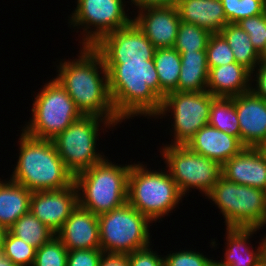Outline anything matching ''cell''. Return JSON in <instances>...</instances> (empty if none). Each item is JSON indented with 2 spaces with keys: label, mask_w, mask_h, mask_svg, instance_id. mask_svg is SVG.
I'll return each instance as SVG.
<instances>
[{
  "label": "cell",
  "mask_w": 266,
  "mask_h": 266,
  "mask_svg": "<svg viewBox=\"0 0 266 266\" xmlns=\"http://www.w3.org/2000/svg\"><path fill=\"white\" fill-rule=\"evenodd\" d=\"M75 59L63 58L54 65V77L83 116L109 120L117 129L123 121L116 115L111 99L108 73L101 54L93 46H79Z\"/></svg>",
  "instance_id": "obj_1"
},
{
  "label": "cell",
  "mask_w": 266,
  "mask_h": 266,
  "mask_svg": "<svg viewBox=\"0 0 266 266\" xmlns=\"http://www.w3.org/2000/svg\"><path fill=\"white\" fill-rule=\"evenodd\" d=\"M104 64L116 115L123 122L139 116L154 118L162 105L154 60Z\"/></svg>",
  "instance_id": "obj_2"
},
{
  "label": "cell",
  "mask_w": 266,
  "mask_h": 266,
  "mask_svg": "<svg viewBox=\"0 0 266 266\" xmlns=\"http://www.w3.org/2000/svg\"><path fill=\"white\" fill-rule=\"evenodd\" d=\"M20 133L19 155L10 180L32 192L59 190L74 182L52 140L34 138L23 130Z\"/></svg>",
  "instance_id": "obj_3"
},
{
  "label": "cell",
  "mask_w": 266,
  "mask_h": 266,
  "mask_svg": "<svg viewBox=\"0 0 266 266\" xmlns=\"http://www.w3.org/2000/svg\"><path fill=\"white\" fill-rule=\"evenodd\" d=\"M183 198L166 168L151 170L143 161L131 163L127 202L153 223L163 221L174 209V212L179 209Z\"/></svg>",
  "instance_id": "obj_4"
},
{
  "label": "cell",
  "mask_w": 266,
  "mask_h": 266,
  "mask_svg": "<svg viewBox=\"0 0 266 266\" xmlns=\"http://www.w3.org/2000/svg\"><path fill=\"white\" fill-rule=\"evenodd\" d=\"M131 164H118L108 157L74 176L79 206L100 215L128 200V176Z\"/></svg>",
  "instance_id": "obj_5"
},
{
  "label": "cell",
  "mask_w": 266,
  "mask_h": 266,
  "mask_svg": "<svg viewBox=\"0 0 266 266\" xmlns=\"http://www.w3.org/2000/svg\"><path fill=\"white\" fill-rule=\"evenodd\" d=\"M43 84L34 97L31 118L21 130L34 138L53 140L83 115L55 78Z\"/></svg>",
  "instance_id": "obj_6"
},
{
  "label": "cell",
  "mask_w": 266,
  "mask_h": 266,
  "mask_svg": "<svg viewBox=\"0 0 266 266\" xmlns=\"http://www.w3.org/2000/svg\"><path fill=\"white\" fill-rule=\"evenodd\" d=\"M229 228H266V191L220 177L205 197ZM264 227V228H263Z\"/></svg>",
  "instance_id": "obj_7"
},
{
  "label": "cell",
  "mask_w": 266,
  "mask_h": 266,
  "mask_svg": "<svg viewBox=\"0 0 266 266\" xmlns=\"http://www.w3.org/2000/svg\"><path fill=\"white\" fill-rule=\"evenodd\" d=\"M98 222L104 254L127 255L152 244L153 222L128 202L98 215Z\"/></svg>",
  "instance_id": "obj_8"
},
{
  "label": "cell",
  "mask_w": 266,
  "mask_h": 266,
  "mask_svg": "<svg viewBox=\"0 0 266 266\" xmlns=\"http://www.w3.org/2000/svg\"><path fill=\"white\" fill-rule=\"evenodd\" d=\"M114 127L107 119L97 116H82L52 141L65 167L75 176L107 157L98 150L97 141H99L101 132L105 135L107 130L111 131Z\"/></svg>",
  "instance_id": "obj_9"
},
{
  "label": "cell",
  "mask_w": 266,
  "mask_h": 266,
  "mask_svg": "<svg viewBox=\"0 0 266 266\" xmlns=\"http://www.w3.org/2000/svg\"><path fill=\"white\" fill-rule=\"evenodd\" d=\"M75 4L67 23L76 33L80 29V46H94L104 35L133 21L128 0H75Z\"/></svg>",
  "instance_id": "obj_10"
},
{
  "label": "cell",
  "mask_w": 266,
  "mask_h": 266,
  "mask_svg": "<svg viewBox=\"0 0 266 266\" xmlns=\"http://www.w3.org/2000/svg\"><path fill=\"white\" fill-rule=\"evenodd\" d=\"M214 98L208 91H173L165 95L160 111L153 119H163V117L165 119L171 116L169 120H171L172 130L169 129V136L173 139L171 138L168 145L186 146L200 128L208 125Z\"/></svg>",
  "instance_id": "obj_11"
},
{
  "label": "cell",
  "mask_w": 266,
  "mask_h": 266,
  "mask_svg": "<svg viewBox=\"0 0 266 266\" xmlns=\"http://www.w3.org/2000/svg\"><path fill=\"white\" fill-rule=\"evenodd\" d=\"M167 143H162L159 148L160 157L182 195L186 198L192 189H197L206 197L222 176V166L215 160L194 153L187 146Z\"/></svg>",
  "instance_id": "obj_12"
},
{
  "label": "cell",
  "mask_w": 266,
  "mask_h": 266,
  "mask_svg": "<svg viewBox=\"0 0 266 266\" xmlns=\"http://www.w3.org/2000/svg\"><path fill=\"white\" fill-rule=\"evenodd\" d=\"M93 47L104 62L152 60L157 49L134 21L104 35Z\"/></svg>",
  "instance_id": "obj_13"
},
{
  "label": "cell",
  "mask_w": 266,
  "mask_h": 266,
  "mask_svg": "<svg viewBox=\"0 0 266 266\" xmlns=\"http://www.w3.org/2000/svg\"><path fill=\"white\" fill-rule=\"evenodd\" d=\"M78 205V190L73 182L59 190L32 192L29 211L57 234Z\"/></svg>",
  "instance_id": "obj_14"
},
{
  "label": "cell",
  "mask_w": 266,
  "mask_h": 266,
  "mask_svg": "<svg viewBox=\"0 0 266 266\" xmlns=\"http://www.w3.org/2000/svg\"><path fill=\"white\" fill-rule=\"evenodd\" d=\"M133 21L156 48H173L180 15L176 4L136 10Z\"/></svg>",
  "instance_id": "obj_15"
},
{
  "label": "cell",
  "mask_w": 266,
  "mask_h": 266,
  "mask_svg": "<svg viewBox=\"0 0 266 266\" xmlns=\"http://www.w3.org/2000/svg\"><path fill=\"white\" fill-rule=\"evenodd\" d=\"M245 147L259 148L266 141V100L252 90L233 97Z\"/></svg>",
  "instance_id": "obj_16"
},
{
  "label": "cell",
  "mask_w": 266,
  "mask_h": 266,
  "mask_svg": "<svg viewBox=\"0 0 266 266\" xmlns=\"http://www.w3.org/2000/svg\"><path fill=\"white\" fill-rule=\"evenodd\" d=\"M225 229L224 258L215 259V266H258L259 260L266 252V233L261 234V240L255 249L250 239L261 230L260 228Z\"/></svg>",
  "instance_id": "obj_17"
},
{
  "label": "cell",
  "mask_w": 266,
  "mask_h": 266,
  "mask_svg": "<svg viewBox=\"0 0 266 266\" xmlns=\"http://www.w3.org/2000/svg\"><path fill=\"white\" fill-rule=\"evenodd\" d=\"M226 180L266 191V158L259 148L245 147L222 165Z\"/></svg>",
  "instance_id": "obj_18"
},
{
  "label": "cell",
  "mask_w": 266,
  "mask_h": 266,
  "mask_svg": "<svg viewBox=\"0 0 266 266\" xmlns=\"http://www.w3.org/2000/svg\"><path fill=\"white\" fill-rule=\"evenodd\" d=\"M56 237L68 250L101 248L98 215L78 205Z\"/></svg>",
  "instance_id": "obj_19"
},
{
  "label": "cell",
  "mask_w": 266,
  "mask_h": 266,
  "mask_svg": "<svg viewBox=\"0 0 266 266\" xmlns=\"http://www.w3.org/2000/svg\"><path fill=\"white\" fill-rule=\"evenodd\" d=\"M186 146L194 153L217 161L221 166L245 148L238 137L209 124L200 128Z\"/></svg>",
  "instance_id": "obj_20"
},
{
  "label": "cell",
  "mask_w": 266,
  "mask_h": 266,
  "mask_svg": "<svg viewBox=\"0 0 266 266\" xmlns=\"http://www.w3.org/2000/svg\"><path fill=\"white\" fill-rule=\"evenodd\" d=\"M251 90V72L237 62L209 69L207 91L214 97H234Z\"/></svg>",
  "instance_id": "obj_21"
},
{
  "label": "cell",
  "mask_w": 266,
  "mask_h": 266,
  "mask_svg": "<svg viewBox=\"0 0 266 266\" xmlns=\"http://www.w3.org/2000/svg\"><path fill=\"white\" fill-rule=\"evenodd\" d=\"M181 22L219 33L228 24L221 0H177Z\"/></svg>",
  "instance_id": "obj_22"
},
{
  "label": "cell",
  "mask_w": 266,
  "mask_h": 266,
  "mask_svg": "<svg viewBox=\"0 0 266 266\" xmlns=\"http://www.w3.org/2000/svg\"><path fill=\"white\" fill-rule=\"evenodd\" d=\"M32 191L6 178H0V225L7 230L29 212Z\"/></svg>",
  "instance_id": "obj_23"
},
{
  "label": "cell",
  "mask_w": 266,
  "mask_h": 266,
  "mask_svg": "<svg viewBox=\"0 0 266 266\" xmlns=\"http://www.w3.org/2000/svg\"><path fill=\"white\" fill-rule=\"evenodd\" d=\"M180 57L181 71L177 91H207L209 67L206 51L181 52Z\"/></svg>",
  "instance_id": "obj_24"
},
{
  "label": "cell",
  "mask_w": 266,
  "mask_h": 266,
  "mask_svg": "<svg viewBox=\"0 0 266 266\" xmlns=\"http://www.w3.org/2000/svg\"><path fill=\"white\" fill-rule=\"evenodd\" d=\"M219 33L231 47L235 61L252 73L261 60L249 35L236 23L226 24Z\"/></svg>",
  "instance_id": "obj_25"
},
{
  "label": "cell",
  "mask_w": 266,
  "mask_h": 266,
  "mask_svg": "<svg viewBox=\"0 0 266 266\" xmlns=\"http://www.w3.org/2000/svg\"><path fill=\"white\" fill-rule=\"evenodd\" d=\"M160 83V99L177 91L181 71L180 53L175 48H157L153 57Z\"/></svg>",
  "instance_id": "obj_26"
},
{
  "label": "cell",
  "mask_w": 266,
  "mask_h": 266,
  "mask_svg": "<svg viewBox=\"0 0 266 266\" xmlns=\"http://www.w3.org/2000/svg\"><path fill=\"white\" fill-rule=\"evenodd\" d=\"M8 230L14 236L19 237L36 249L48 243L56 236L53 231H51L30 211L15 221Z\"/></svg>",
  "instance_id": "obj_27"
},
{
  "label": "cell",
  "mask_w": 266,
  "mask_h": 266,
  "mask_svg": "<svg viewBox=\"0 0 266 266\" xmlns=\"http://www.w3.org/2000/svg\"><path fill=\"white\" fill-rule=\"evenodd\" d=\"M208 124L240 139V126L233 97H215L213 99Z\"/></svg>",
  "instance_id": "obj_28"
},
{
  "label": "cell",
  "mask_w": 266,
  "mask_h": 266,
  "mask_svg": "<svg viewBox=\"0 0 266 266\" xmlns=\"http://www.w3.org/2000/svg\"><path fill=\"white\" fill-rule=\"evenodd\" d=\"M211 32L194 24L180 22L173 48L179 53L206 51Z\"/></svg>",
  "instance_id": "obj_29"
},
{
  "label": "cell",
  "mask_w": 266,
  "mask_h": 266,
  "mask_svg": "<svg viewBox=\"0 0 266 266\" xmlns=\"http://www.w3.org/2000/svg\"><path fill=\"white\" fill-rule=\"evenodd\" d=\"M228 23L266 12L265 0H221Z\"/></svg>",
  "instance_id": "obj_30"
},
{
  "label": "cell",
  "mask_w": 266,
  "mask_h": 266,
  "mask_svg": "<svg viewBox=\"0 0 266 266\" xmlns=\"http://www.w3.org/2000/svg\"><path fill=\"white\" fill-rule=\"evenodd\" d=\"M3 253L17 266H33L36 248L8 230L4 238Z\"/></svg>",
  "instance_id": "obj_31"
},
{
  "label": "cell",
  "mask_w": 266,
  "mask_h": 266,
  "mask_svg": "<svg viewBox=\"0 0 266 266\" xmlns=\"http://www.w3.org/2000/svg\"><path fill=\"white\" fill-rule=\"evenodd\" d=\"M68 249L55 236L51 241L36 249L33 266H67Z\"/></svg>",
  "instance_id": "obj_32"
},
{
  "label": "cell",
  "mask_w": 266,
  "mask_h": 266,
  "mask_svg": "<svg viewBox=\"0 0 266 266\" xmlns=\"http://www.w3.org/2000/svg\"><path fill=\"white\" fill-rule=\"evenodd\" d=\"M206 54L209 69L236 62L231 47L220 33L211 34Z\"/></svg>",
  "instance_id": "obj_33"
},
{
  "label": "cell",
  "mask_w": 266,
  "mask_h": 266,
  "mask_svg": "<svg viewBox=\"0 0 266 266\" xmlns=\"http://www.w3.org/2000/svg\"><path fill=\"white\" fill-rule=\"evenodd\" d=\"M168 253L163 255L165 266H215L213 257L208 258L203 252L194 249H180L179 251L176 249Z\"/></svg>",
  "instance_id": "obj_34"
},
{
  "label": "cell",
  "mask_w": 266,
  "mask_h": 266,
  "mask_svg": "<svg viewBox=\"0 0 266 266\" xmlns=\"http://www.w3.org/2000/svg\"><path fill=\"white\" fill-rule=\"evenodd\" d=\"M236 24L249 35L254 48L261 53L266 46V12L241 19Z\"/></svg>",
  "instance_id": "obj_35"
},
{
  "label": "cell",
  "mask_w": 266,
  "mask_h": 266,
  "mask_svg": "<svg viewBox=\"0 0 266 266\" xmlns=\"http://www.w3.org/2000/svg\"><path fill=\"white\" fill-rule=\"evenodd\" d=\"M152 244L127 254L130 266H165L163 255L153 251Z\"/></svg>",
  "instance_id": "obj_36"
},
{
  "label": "cell",
  "mask_w": 266,
  "mask_h": 266,
  "mask_svg": "<svg viewBox=\"0 0 266 266\" xmlns=\"http://www.w3.org/2000/svg\"><path fill=\"white\" fill-rule=\"evenodd\" d=\"M103 254L101 248L68 250L67 266H98Z\"/></svg>",
  "instance_id": "obj_37"
},
{
  "label": "cell",
  "mask_w": 266,
  "mask_h": 266,
  "mask_svg": "<svg viewBox=\"0 0 266 266\" xmlns=\"http://www.w3.org/2000/svg\"><path fill=\"white\" fill-rule=\"evenodd\" d=\"M251 90L257 96L266 100V62L265 61H260L257 67L255 68V70L251 73Z\"/></svg>",
  "instance_id": "obj_38"
},
{
  "label": "cell",
  "mask_w": 266,
  "mask_h": 266,
  "mask_svg": "<svg viewBox=\"0 0 266 266\" xmlns=\"http://www.w3.org/2000/svg\"><path fill=\"white\" fill-rule=\"evenodd\" d=\"M98 266H130L127 255L103 254Z\"/></svg>",
  "instance_id": "obj_39"
},
{
  "label": "cell",
  "mask_w": 266,
  "mask_h": 266,
  "mask_svg": "<svg viewBox=\"0 0 266 266\" xmlns=\"http://www.w3.org/2000/svg\"><path fill=\"white\" fill-rule=\"evenodd\" d=\"M176 1L177 0H129L128 2L130 3L129 5L139 10L144 7L172 5L176 4Z\"/></svg>",
  "instance_id": "obj_40"
},
{
  "label": "cell",
  "mask_w": 266,
  "mask_h": 266,
  "mask_svg": "<svg viewBox=\"0 0 266 266\" xmlns=\"http://www.w3.org/2000/svg\"><path fill=\"white\" fill-rule=\"evenodd\" d=\"M0 266H17L3 252L0 253Z\"/></svg>",
  "instance_id": "obj_41"
},
{
  "label": "cell",
  "mask_w": 266,
  "mask_h": 266,
  "mask_svg": "<svg viewBox=\"0 0 266 266\" xmlns=\"http://www.w3.org/2000/svg\"><path fill=\"white\" fill-rule=\"evenodd\" d=\"M7 231L6 228L0 225V253L3 252L4 238Z\"/></svg>",
  "instance_id": "obj_42"
},
{
  "label": "cell",
  "mask_w": 266,
  "mask_h": 266,
  "mask_svg": "<svg viewBox=\"0 0 266 266\" xmlns=\"http://www.w3.org/2000/svg\"><path fill=\"white\" fill-rule=\"evenodd\" d=\"M258 266H266V252L262 255L261 259L259 260Z\"/></svg>",
  "instance_id": "obj_43"
},
{
  "label": "cell",
  "mask_w": 266,
  "mask_h": 266,
  "mask_svg": "<svg viewBox=\"0 0 266 266\" xmlns=\"http://www.w3.org/2000/svg\"><path fill=\"white\" fill-rule=\"evenodd\" d=\"M260 60L266 62V46L264 50L260 53Z\"/></svg>",
  "instance_id": "obj_44"
},
{
  "label": "cell",
  "mask_w": 266,
  "mask_h": 266,
  "mask_svg": "<svg viewBox=\"0 0 266 266\" xmlns=\"http://www.w3.org/2000/svg\"><path fill=\"white\" fill-rule=\"evenodd\" d=\"M259 149L262 151L263 155L266 158V141L259 147Z\"/></svg>",
  "instance_id": "obj_45"
}]
</instances>
